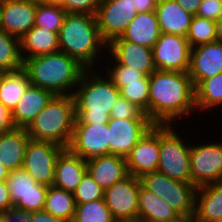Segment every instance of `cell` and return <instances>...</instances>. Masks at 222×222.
Returning a JSON list of instances; mask_svg holds the SVG:
<instances>
[{
    "label": "cell",
    "mask_w": 222,
    "mask_h": 222,
    "mask_svg": "<svg viewBox=\"0 0 222 222\" xmlns=\"http://www.w3.org/2000/svg\"><path fill=\"white\" fill-rule=\"evenodd\" d=\"M195 111V89L188 72L156 69L149 75L148 118L154 124L177 125L175 121Z\"/></svg>",
    "instance_id": "1"
},
{
    "label": "cell",
    "mask_w": 222,
    "mask_h": 222,
    "mask_svg": "<svg viewBox=\"0 0 222 222\" xmlns=\"http://www.w3.org/2000/svg\"><path fill=\"white\" fill-rule=\"evenodd\" d=\"M58 38L60 51L76 59L86 69H95L98 67L97 59L101 64V57L106 56L108 44L101 37L95 15L67 13Z\"/></svg>",
    "instance_id": "2"
},
{
    "label": "cell",
    "mask_w": 222,
    "mask_h": 222,
    "mask_svg": "<svg viewBox=\"0 0 222 222\" xmlns=\"http://www.w3.org/2000/svg\"><path fill=\"white\" fill-rule=\"evenodd\" d=\"M98 69H86L73 93L75 123H108L113 105L120 96L118 87ZM102 73V74H101ZM105 75V76H104ZM104 76V77H102Z\"/></svg>",
    "instance_id": "3"
},
{
    "label": "cell",
    "mask_w": 222,
    "mask_h": 222,
    "mask_svg": "<svg viewBox=\"0 0 222 222\" xmlns=\"http://www.w3.org/2000/svg\"><path fill=\"white\" fill-rule=\"evenodd\" d=\"M23 60L30 84L54 95H73L86 70L76 59L61 51Z\"/></svg>",
    "instance_id": "4"
},
{
    "label": "cell",
    "mask_w": 222,
    "mask_h": 222,
    "mask_svg": "<svg viewBox=\"0 0 222 222\" xmlns=\"http://www.w3.org/2000/svg\"><path fill=\"white\" fill-rule=\"evenodd\" d=\"M75 120L73 95H55L26 130L31 139L51 141L68 148Z\"/></svg>",
    "instance_id": "5"
},
{
    "label": "cell",
    "mask_w": 222,
    "mask_h": 222,
    "mask_svg": "<svg viewBox=\"0 0 222 222\" xmlns=\"http://www.w3.org/2000/svg\"><path fill=\"white\" fill-rule=\"evenodd\" d=\"M173 125H160V153L157 171L171 179L192 182L190 147Z\"/></svg>",
    "instance_id": "6"
},
{
    "label": "cell",
    "mask_w": 222,
    "mask_h": 222,
    "mask_svg": "<svg viewBox=\"0 0 222 222\" xmlns=\"http://www.w3.org/2000/svg\"><path fill=\"white\" fill-rule=\"evenodd\" d=\"M65 148L51 141L29 139L23 169L38 183L53 186L55 164Z\"/></svg>",
    "instance_id": "7"
},
{
    "label": "cell",
    "mask_w": 222,
    "mask_h": 222,
    "mask_svg": "<svg viewBox=\"0 0 222 222\" xmlns=\"http://www.w3.org/2000/svg\"><path fill=\"white\" fill-rule=\"evenodd\" d=\"M218 142L196 143L190 147V171L196 187L222 181V141Z\"/></svg>",
    "instance_id": "8"
},
{
    "label": "cell",
    "mask_w": 222,
    "mask_h": 222,
    "mask_svg": "<svg viewBox=\"0 0 222 222\" xmlns=\"http://www.w3.org/2000/svg\"><path fill=\"white\" fill-rule=\"evenodd\" d=\"M135 6V0H101L95 16L101 37L107 44L125 32L138 13Z\"/></svg>",
    "instance_id": "9"
},
{
    "label": "cell",
    "mask_w": 222,
    "mask_h": 222,
    "mask_svg": "<svg viewBox=\"0 0 222 222\" xmlns=\"http://www.w3.org/2000/svg\"><path fill=\"white\" fill-rule=\"evenodd\" d=\"M6 183L14 208L26 212L43 211L48 187L38 184L26 170L11 171Z\"/></svg>",
    "instance_id": "10"
},
{
    "label": "cell",
    "mask_w": 222,
    "mask_h": 222,
    "mask_svg": "<svg viewBox=\"0 0 222 222\" xmlns=\"http://www.w3.org/2000/svg\"><path fill=\"white\" fill-rule=\"evenodd\" d=\"M140 178L129 175L104 190V200L116 221H137Z\"/></svg>",
    "instance_id": "11"
},
{
    "label": "cell",
    "mask_w": 222,
    "mask_h": 222,
    "mask_svg": "<svg viewBox=\"0 0 222 222\" xmlns=\"http://www.w3.org/2000/svg\"><path fill=\"white\" fill-rule=\"evenodd\" d=\"M190 51L186 37L161 33L152 47L154 67L157 70L188 72Z\"/></svg>",
    "instance_id": "12"
},
{
    "label": "cell",
    "mask_w": 222,
    "mask_h": 222,
    "mask_svg": "<svg viewBox=\"0 0 222 222\" xmlns=\"http://www.w3.org/2000/svg\"><path fill=\"white\" fill-rule=\"evenodd\" d=\"M107 123H75L73 136L68 149L84 160L109 155Z\"/></svg>",
    "instance_id": "13"
},
{
    "label": "cell",
    "mask_w": 222,
    "mask_h": 222,
    "mask_svg": "<svg viewBox=\"0 0 222 222\" xmlns=\"http://www.w3.org/2000/svg\"><path fill=\"white\" fill-rule=\"evenodd\" d=\"M154 125L150 119H114L107 123L109 154L126 157Z\"/></svg>",
    "instance_id": "14"
},
{
    "label": "cell",
    "mask_w": 222,
    "mask_h": 222,
    "mask_svg": "<svg viewBox=\"0 0 222 222\" xmlns=\"http://www.w3.org/2000/svg\"><path fill=\"white\" fill-rule=\"evenodd\" d=\"M160 153V125L154 124L125 157L129 175L140 178L157 171Z\"/></svg>",
    "instance_id": "15"
},
{
    "label": "cell",
    "mask_w": 222,
    "mask_h": 222,
    "mask_svg": "<svg viewBox=\"0 0 222 222\" xmlns=\"http://www.w3.org/2000/svg\"><path fill=\"white\" fill-rule=\"evenodd\" d=\"M36 10L26 0H0V29L20 39L34 26Z\"/></svg>",
    "instance_id": "16"
},
{
    "label": "cell",
    "mask_w": 222,
    "mask_h": 222,
    "mask_svg": "<svg viewBox=\"0 0 222 222\" xmlns=\"http://www.w3.org/2000/svg\"><path fill=\"white\" fill-rule=\"evenodd\" d=\"M220 72H222V43L215 41L191 49L188 74L194 88L202 80Z\"/></svg>",
    "instance_id": "17"
},
{
    "label": "cell",
    "mask_w": 222,
    "mask_h": 222,
    "mask_svg": "<svg viewBox=\"0 0 222 222\" xmlns=\"http://www.w3.org/2000/svg\"><path fill=\"white\" fill-rule=\"evenodd\" d=\"M107 52L121 65L128 66L149 76L156 69L152 49L121 37L115 38L107 46Z\"/></svg>",
    "instance_id": "18"
},
{
    "label": "cell",
    "mask_w": 222,
    "mask_h": 222,
    "mask_svg": "<svg viewBox=\"0 0 222 222\" xmlns=\"http://www.w3.org/2000/svg\"><path fill=\"white\" fill-rule=\"evenodd\" d=\"M87 172L105 190L129 176L126 159L109 154L86 160Z\"/></svg>",
    "instance_id": "19"
},
{
    "label": "cell",
    "mask_w": 222,
    "mask_h": 222,
    "mask_svg": "<svg viewBox=\"0 0 222 222\" xmlns=\"http://www.w3.org/2000/svg\"><path fill=\"white\" fill-rule=\"evenodd\" d=\"M86 172V160L65 148L56 160L53 186L73 193Z\"/></svg>",
    "instance_id": "20"
},
{
    "label": "cell",
    "mask_w": 222,
    "mask_h": 222,
    "mask_svg": "<svg viewBox=\"0 0 222 222\" xmlns=\"http://www.w3.org/2000/svg\"><path fill=\"white\" fill-rule=\"evenodd\" d=\"M54 96L52 92L30 84L12 110L15 127L27 128Z\"/></svg>",
    "instance_id": "21"
},
{
    "label": "cell",
    "mask_w": 222,
    "mask_h": 222,
    "mask_svg": "<svg viewBox=\"0 0 222 222\" xmlns=\"http://www.w3.org/2000/svg\"><path fill=\"white\" fill-rule=\"evenodd\" d=\"M194 216L197 222L222 220V181L197 187Z\"/></svg>",
    "instance_id": "22"
},
{
    "label": "cell",
    "mask_w": 222,
    "mask_h": 222,
    "mask_svg": "<svg viewBox=\"0 0 222 222\" xmlns=\"http://www.w3.org/2000/svg\"><path fill=\"white\" fill-rule=\"evenodd\" d=\"M155 13L161 33L187 36L193 15L176 0H158Z\"/></svg>",
    "instance_id": "23"
},
{
    "label": "cell",
    "mask_w": 222,
    "mask_h": 222,
    "mask_svg": "<svg viewBox=\"0 0 222 222\" xmlns=\"http://www.w3.org/2000/svg\"><path fill=\"white\" fill-rule=\"evenodd\" d=\"M30 136L26 128H14L0 134V163L10 172L21 169Z\"/></svg>",
    "instance_id": "24"
},
{
    "label": "cell",
    "mask_w": 222,
    "mask_h": 222,
    "mask_svg": "<svg viewBox=\"0 0 222 222\" xmlns=\"http://www.w3.org/2000/svg\"><path fill=\"white\" fill-rule=\"evenodd\" d=\"M160 34L155 11L139 12L131 20L121 38L152 49Z\"/></svg>",
    "instance_id": "25"
},
{
    "label": "cell",
    "mask_w": 222,
    "mask_h": 222,
    "mask_svg": "<svg viewBox=\"0 0 222 222\" xmlns=\"http://www.w3.org/2000/svg\"><path fill=\"white\" fill-rule=\"evenodd\" d=\"M58 33L33 26L20 38L23 59L59 52Z\"/></svg>",
    "instance_id": "26"
},
{
    "label": "cell",
    "mask_w": 222,
    "mask_h": 222,
    "mask_svg": "<svg viewBox=\"0 0 222 222\" xmlns=\"http://www.w3.org/2000/svg\"><path fill=\"white\" fill-rule=\"evenodd\" d=\"M178 215L163 198H160L140 185L138 221L164 222L175 219Z\"/></svg>",
    "instance_id": "27"
},
{
    "label": "cell",
    "mask_w": 222,
    "mask_h": 222,
    "mask_svg": "<svg viewBox=\"0 0 222 222\" xmlns=\"http://www.w3.org/2000/svg\"><path fill=\"white\" fill-rule=\"evenodd\" d=\"M29 85V77L23 68L0 73V101L12 111Z\"/></svg>",
    "instance_id": "28"
},
{
    "label": "cell",
    "mask_w": 222,
    "mask_h": 222,
    "mask_svg": "<svg viewBox=\"0 0 222 222\" xmlns=\"http://www.w3.org/2000/svg\"><path fill=\"white\" fill-rule=\"evenodd\" d=\"M196 110L208 112L222 105V72L202 80L195 88Z\"/></svg>",
    "instance_id": "29"
},
{
    "label": "cell",
    "mask_w": 222,
    "mask_h": 222,
    "mask_svg": "<svg viewBox=\"0 0 222 222\" xmlns=\"http://www.w3.org/2000/svg\"><path fill=\"white\" fill-rule=\"evenodd\" d=\"M76 209V203L72 192L49 186L43 211L61 218L66 222H72Z\"/></svg>",
    "instance_id": "30"
},
{
    "label": "cell",
    "mask_w": 222,
    "mask_h": 222,
    "mask_svg": "<svg viewBox=\"0 0 222 222\" xmlns=\"http://www.w3.org/2000/svg\"><path fill=\"white\" fill-rule=\"evenodd\" d=\"M197 187L192 182L170 178L169 197L163 198L179 215L194 214Z\"/></svg>",
    "instance_id": "31"
},
{
    "label": "cell",
    "mask_w": 222,
    "mask_h": 222,
    "mask_svg": "<svg viewBox=\"0 0 222 222\" xmlns=\"http://www.w3.org/2000/svg\"><path fill=\"white\" fill-rule=\"evenodd\" d=\"M20 39L0 29V73L23 68Z\"/></svg>",
    "instance_id": "32"
},
{
    "label": "cell",
    "mask_w": 222,
    "mask_h": 222,
    "mask_svg": "<svg viewBox=\"0 0 222 222\" xmlns=\"http://www.w3.org/2000/svg\"><path fill=\"white\" fill-rule=\"evenodd\" d=\"M72 222H116L107 207L104 198L76 204Z\"/></svg>",
    "instance_id": "33"
},
{
    "label": "cell",
    "mask_w": 222,
    "mask_h": 222,
    "mask_svg": "<svg viewBox=\"0 0 222 222\" xmlns=\"http://www.w3.org/2000/svg\"><path fill=\"white\" fill-rule=\"evenodd\" d=\"M215 21L193 15L186 39L192 48L215 42Z\"/></svg>",
    "instance_id": "34"
},
{
    "label": "cell",
    "mask_w": 222,
    "mask_h": 222,
    "mask_svg": "<svg viewBox=\"0 0 222 222\" xmlns=\"http://www.w3.org/2000/svg\"><path fill=\"white\" fill-rule=\"evenodd\" d=\"M66 14L67 12L61 6L51 4L38 5L34 26L59 32Z\"/></svg>",
    "instance_id": "35"
},
{
    "label": "cell",
    "mask_w": 222,
    "mask_h": 222,
    "mask_svg": "<svg viewBox=\"0 0 222 222\" xmlns=\"http://www.w3.org/2000/svg\"><path fill=\"white\" fill-rule=\"evenodd\" d=\"M120 95L136 104L148 116L149 76H144L138 81L124 82V86L120 89Z\"/></svg>",
    "instance_id": "36"
},
{
    "label": "cell",
    "mask_w": 222,
    "mask_h": 222,
    "mask_svg": "<svg viewBox=\"0 0 222 222\" xmlns=\"http://www.w3.org/2000/svg\"><path fill=\"white\" fill-rule=\"evenodd\" d=\"M106 56L108 57L107 60L109 65H113L111 67V65L109 66L105 63L104 66L106 67H103L102 64L101 68L103 69L101 70L106 71L104 74L107 75V77L118 87L119 90L124 86V82L138 81V79H141L145 76L143 73L134 70L131 67L119 64L109 53H106Z\"/></svg>",
    "instance_id": "37"
},
{
    "label": "cell",
    "mask_w": 222,
    "mask_h": 222,
    "mask_svg": "<svg viewBox=\"0 0 222 222\" xmlns=\"http://www.w3.org/2000/svg\"><path fill=\"white\" fill-rule=\"evenodd\" d=\"M73 195L76 204H83L103 199L104 189L86 172Z\"/></svg>",
    "instance_id": "38"
},
{
    "label": "cell",
    "mask_w": 222,
    "mask_h": 222,
    "mask_svg": "<svg viewBox=\"0 0 222 222\" xmlns=\"http://www.w3.org/2000/svg\"><path fill=\"white\" fill-rule=\"evenodd\" d=\"M141 185L160 198L169 197L170 178L158 171L146 173L140 177Z\"/></svg>",
    "instance_id": "39"
},
{
    "label": "cell",
    "mask_w": 222,
    "mask_h": 222,
    "mask_svg": "<svg viewBox=\"0 0 222 222\" xmlns=\"http://www.w3.org/2000/svg\"><path fill=\"white\" fill-rule=\"evenodd\" d=\"M110 118L114 119H149L146 113L136 104L129 102L121 95L110 112Z\"/></svg>",
    "instance_id": "40"
},
{
    "label": "cell",
    "mask_w": 222,
    "mask_h": 222,
    "mask_svg": "<svg viewBox=\"0 0 222 222\" xmlns=\"http://www.w3.org/2000/svg\"><path fill=\"white\" fill-rule=\"evenodd\" d=\"M101 0H66L67 13L96 15Z\"/></svg>",
    "instance_id": "41"
},
{
    "label": "cell",
    "mask_w": 222,
    "mask_h": 222,
    "mask_svg": "<svg viewBox=\"0 0 222 222\" xmlns=\"http://www.w3.org/2000/svg\"><path fill=\"white\" fill-rule=\"evenodd\" d=\"M196 15L213 21L222 18V0H202Z\"/></svg>",
    "instance_id": "42"
},
{
    "label": "cell",
    "mask_w": 222,
    "mask_h": 222,
    "mask_svg": "<svg viewBox=\"0 0 222 222\" xmlns=\"http://www.w3.org/2000/svg\"><path fill=\"white\" fill-rule=\"evenodd\" d=\"M15 127L12 111L0 101V134L13 130Z\"/></svg>",
    "instance_id": "43"
},
{
    "label": "cell",
    "mask_w": 222,
    "mask_h": 222,
    "mask_svg": "<svg viewBox=\"0 0 222 222\" xmlns=\"http://www.w3.org/2000/svg\"><path fill=\"white\" fill-rule=\"evenodd\" d=\"M4 222H29L30 212L19 210L16 208L9 209L1 215Z\"/></svg>",
    "instance_id": "44"
},
{
    "label": "cell",
    "mask_w": 222,
    "mask_h": 222,
    "mask_svg": "<svg viewBox=\"0 0 222 222\" xmlns=\"http://www.w3.org/2000/svg\"><path fill=\"white\" fill-rule=\"evenodd\" d=\"M13 208L6 181H0V216Z\"/></svg>",
    "instance_id": "45"
},
{
    "label": "cell",
    "mask_w": 222,
    "mask_h": 222,
    "mask_svg": "<svg viewBox=\"0 0 222 222\" xmlns=\"http://www.w3.org/2000/svg\"><path fill=\"white\" fill-rule=\"evenodd\" d=\"M29 222H66L65 220L55 217L45 211L30 212Z\"/></svg>",
    "instance_id": "46"
},
{
    "label": "cell",
    "mask_w": 222,
    "mask_h": 222,
    "mask_svg": "<svg viewBox=\"0 0 222 222\" xmlns=\"http://www.w3.org/2000/svg\"><path fill=\"white\" fill-rule=\"evenodd\" d=\"M135 2V9L138 13L155 11L158 4V0H135Z\"/></svg>",
    "instance_id": "47"
},
{
    "label": "cell",
    "mask_w": 222,
    "mask_h": 222,
    "mask_svg": "<svg viewBox=\"0 0 222 222\" xmlns=\"http://www.w3.org/2000/svg\"><path fill=\"white\" fill-rule=\"evenodd\" d=\"M181 7L192 15H196L202 0H176Z\"/></svg>",
    "instance_id": "48"
},
{
    "label": "cell",
    "mask_w": 222,
    "mask_h": 222,
    "mask_svg": "<svg viewBox=\"0 0 222 222\" xmlns=\"http://www.w3.org/2000/svg\"><path fill=\"white\" fill-rule=\"evenodd\" d=\"M164 222H197L194 214L178 215L175 219Z\"/></svg>",
    "instance_id": "49"
},
{
    "label": "cell",
    "mask_w": 222,
    "mask_h": 222,
    "mask_svg": "<svg viewBox=\"0 0 222 222\" xmlns=\"http://www.w3.org/2000/svg\"><path fill=\"white\" fill-rule=\"evenodd\" d=\"M215 26H216L215 41L222 43V18L215 21Z\"/></svg>",
    "instance_id": "50"
},
{
    "label": "cell",
    "mask_w": 222,
    "mask_h": 222,
    "mask_svg": "<svg viewBox=\"0 0 222 222\" xmlns=\"http://www.w3.org/2000/svg\"><path fill=\"white\" fill-rule=\"evenodd\" d=\"M10 171L0 163V181H7Z\"/></svg>",
    "instance_id": "51"
},
{
    "label": "cell",
    "mask_w": 222,
    "mask_h": 222,
    "mask_svg": "<svg viewBox=\"0 0 222 222\" xmlns=\"http://www.w3.org/2000/svg\"><path fill=\"white\" fill-rule=\"evenodd\" d=\"M49 4L61 6L66 11V0H49Z\"/></svg>",
    "instance_id": "52"
},
{
    "label": "cell",
    "mask_w": 222,
    "mask_h": 222,
    "mask_svg": "<svg viewBox=\"0 0 222 222\" xmlns=\"http://www.w3.org/2000/svg\"><path fill=\"white\" fill-rule=\"evenodd\" d=\"M29 1L35 5H44V4H49V0H26Z\"/></svg>",
    "instance_id": "53"
},
{
    "label": "cell",
    "mask_w": 222,
    "mask_h": 222,
    "mask_svg": "<svg viewBox=\"0 0 222 222\" xmlns=\"http://www.w3.org/2000/svg\"><path fill=\"white\" fill-rule=\"evenodd\" d=\"M116 222H141V221H116Z\"/></svg>",
    "instance_id": "54"
},
{
    "label": "cell",
    "mask_w": 222,
    "mask_h": 222,
    "mask_svg": "<svg viewBox=\"0 0 222 222\" xmlns=\"http://www.w3.org/2000/svg\"><path fill=\"white\" fill-rule=\"evenodd\" d=\"M0 222H4V221H3V218H2L1 216H0Z\"/></svg>",
    "instance_id": "55"
}]
</instances>
